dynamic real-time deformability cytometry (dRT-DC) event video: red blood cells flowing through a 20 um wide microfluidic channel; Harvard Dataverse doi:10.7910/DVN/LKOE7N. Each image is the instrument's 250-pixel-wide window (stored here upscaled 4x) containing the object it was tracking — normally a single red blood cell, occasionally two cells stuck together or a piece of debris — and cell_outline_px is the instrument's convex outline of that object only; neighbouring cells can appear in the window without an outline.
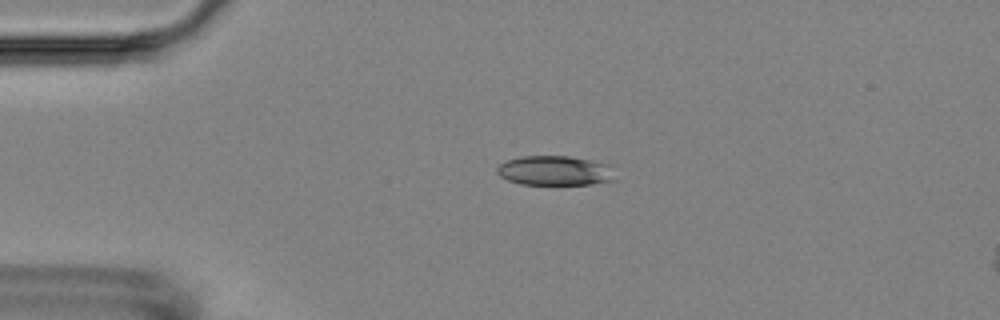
{"species": "Egyptian fruit bat (a non-hibernating species)", "species_latin": "Rousettus aegyptiacus", "temperature_condition": "room temperature", "stored_images_in_passage": 5, "camera_frame_rate_fps": 3000, "um_per_image_px": 0.085, "animal": {"sex": "female"}, "frame": {"image": 1, "passage_image": 3, "time_ms": 3.0, "image_size_px": [1000, 320], "cell_outline_px": [[616, 180], [592, 184], [520, 184], [508, 180], [500, 176], [496, 172], [496, 168], [500, 164], [508, 160], [520, 156], [568, 156], [616, 164]], "centroid_in_image_um": [47.29, 14.5], "position_along_channel_um": 37.7, "area_um2": 20.92}}